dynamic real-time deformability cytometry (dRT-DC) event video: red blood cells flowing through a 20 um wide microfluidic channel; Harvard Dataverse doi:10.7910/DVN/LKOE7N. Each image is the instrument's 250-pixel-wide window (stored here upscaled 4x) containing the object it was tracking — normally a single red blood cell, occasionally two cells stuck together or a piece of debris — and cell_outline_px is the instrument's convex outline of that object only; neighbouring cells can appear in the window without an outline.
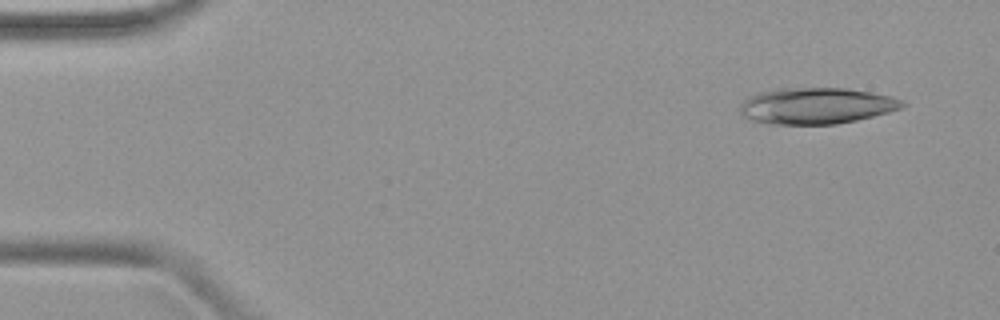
{"species": "common noctule bat (a hibernating species)", "species_latin": "Nyctalus noctula", "temperature_condition": "warm", "stored_images_in_passage": 46, "camera_frame_rate_fps": 3000, "um_per_image_px": 0.085, "animal": {"sex": "female", "body_mass_g": 19.9}, "frame": {"image": 1, "passage_image": 1, "time_ms": 0.0, "image_size_px": [1000, 320], "cell_outline_px": [[908, 104], [900, 108], [888, 112], [856, 120], [836, 124], [772, 124], [752, 120], [744, 116], [740, 112], [740, 108], [744, 100], [748, 96], [760, 92], [780, 88], [844, 88], [872, 92], [892, 96]], "centroid_in_image_um": [69.39, 8.99], "position_along_channel_um": 15.6, "area_um2": 34.16}}
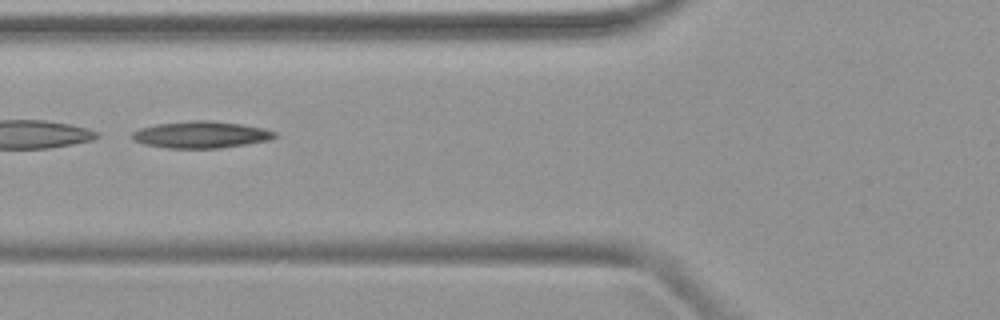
{"frame": {"image": 2, "passage_image": 16, "time_ms": 5.0, "image_size_px": [1000, 320], "cell_outline_px": [[276, 136], [268, 140], [220, 148], [168, 148], [144, 144], [136, 140], [132, 136], [132, 132], [140, 128], [156, 124], [192, 120], [208, 120], [240, 124], [264, 128], [276, 132]], "centroid_in_image_um": [17.08, 11.44], "position_along_channel_um": 108.7, "area_um2": 22.02}}
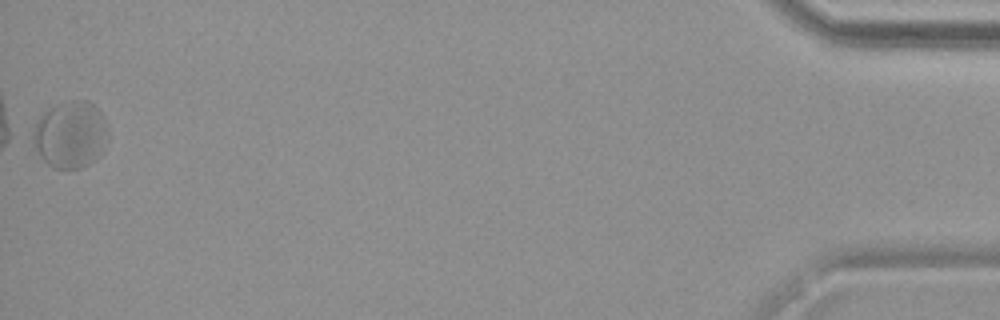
{"frame": {"image": 3, "passage_image": 46, "time_ms": 15.0, "image_size_px": [1000, 320], "cell_outline_px": [[108, 136], [100, 152], [88, 164], [80, 168], [52, 168], [40, 156], [32, 140], [32, 132], [40, 116], [48, 108], [56, 104], [68, 100], [88, 100], [104, 116], [108, 132]], "centroid_in_image_um": [5.96, 11.41], "position_along_channel_um": 429.2, "area_um2": 29.07}}